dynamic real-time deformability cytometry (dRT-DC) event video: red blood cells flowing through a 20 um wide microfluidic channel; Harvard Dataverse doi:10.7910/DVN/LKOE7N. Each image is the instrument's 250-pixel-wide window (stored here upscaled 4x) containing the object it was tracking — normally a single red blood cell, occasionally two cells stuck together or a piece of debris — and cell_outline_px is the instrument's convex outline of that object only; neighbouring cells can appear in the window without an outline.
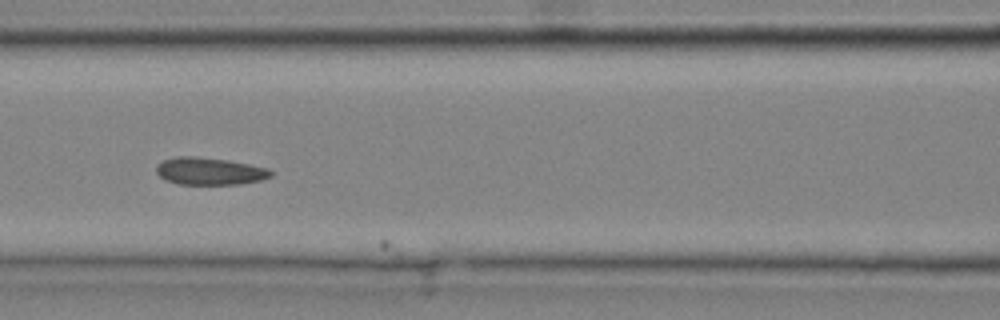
{"species": "common noctule bat (a hibernating species)", "species_latin": "Nyctalus noctula", "temperature_condition": "cold", "stored_images_in_passage": 8, "camera_frame_rate_fps": 3000, "um_per_image_px": 0.085, "animal": {"sex": "male", "body_mass_g": 20.4}, "frame": {"image": 1, "passage_image": 7, "time_ms": 2.0, "image_size_px": [1000, 320], "cell_outline_px": [[272, 176], [260, 180], [240, 184], [180, 184], [164, 180], [156, 172], [156, 164], [164, 160], [176, 156], [196, 156], [228, 160], [268, 168], [272, 172]], "centroid_in_image_um": [17.79, 14.54], "position_along_channel_um": 148.8, "area_um2": 18.26}}